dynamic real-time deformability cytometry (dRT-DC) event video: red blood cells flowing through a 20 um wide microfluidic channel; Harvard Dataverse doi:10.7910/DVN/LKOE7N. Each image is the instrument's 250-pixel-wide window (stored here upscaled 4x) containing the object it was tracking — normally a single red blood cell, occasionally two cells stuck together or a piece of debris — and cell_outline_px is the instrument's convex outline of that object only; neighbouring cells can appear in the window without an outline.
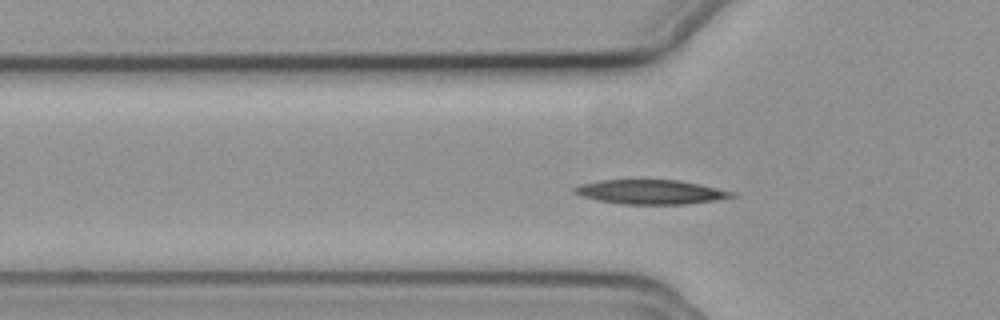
{"species": "common noctule bat (a hibernating species)", "species_latin": "Nyctalus noctula", "temperature_condition": "cold", "stored_images_in_passage": 52, "camera_frame_rate_fps": 3000, "um_per_image_px": 0.085, "animal": {"sex": "female", "body_mass_g": 19.3, "forearm_length_mm": 54.1}, "frame": {"image": 1, "passage_image": 13, "time_ms": 4.0, "image_size_px": [1000, 320], "cell_outline_px": [[736, 196], [716, 200], [688, 204], [624, 204], [600, 200], [580, 196], [572, 192], [572, 188], [580, 184], [600, 180], [680, 180], [700, 184], [736, 192]], "centroid_in_image_um": [55.32, 16.31], "position_along_channel_um": 70.5, "area_um2": 22.37}}
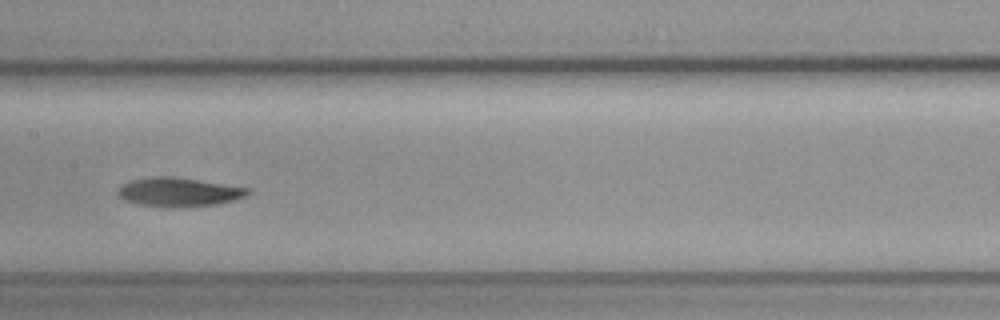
{"frame": {"image": 2, "passage_image": 23, "time_ms": 7.333, "image_size_px": [1000, 320], "cell_outline_px": [[252, 192], [244, 196], [220, 204], [180, 208], [164, 208], [140, 204], [124, 200], [116, 196], [116, 192], [124, 184], [132, 180], [152, 176], [172, 176], [252, 188]], "centroid_in_image_um": [15.2, 16.34], "position_along_channel_um": 192.2, "area_um2": 22.25}}
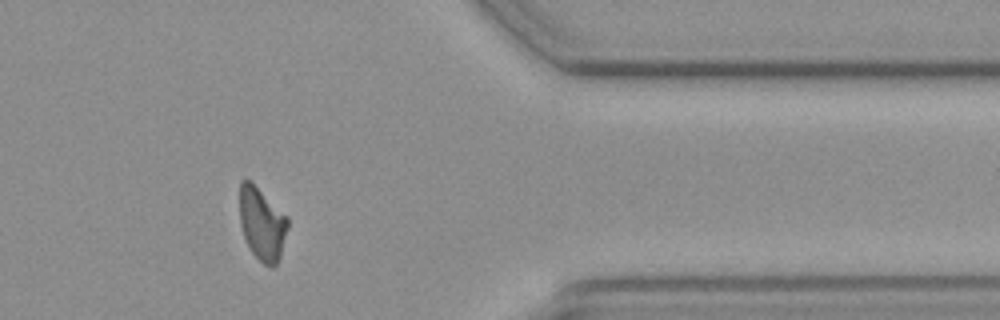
{"frame": {"image": 3, "passage_image": 41, "time_ms": 13.333, "image_size_px": [1000, 320], "cell_outline_px": [[288, 228], [280, 260], [272, 268], [264, 264], [252, 252], [244, 240], [240, 224], [240, 180], [248, 180], [288, 216]], "centroid_in_image_um": [22.28, 19.07], "position_along_channel_um": 389.1, "area_um2": 20.4}, "authors_computed_cell_mechanics": {"area_um2": 21.097, "velocity_mm_per_s": 3.653, "shape_relaxation_time_tau1_ms": 5.8238, "shape_relaxation_time_tau2_ms": 10.2505, "deformation_change_tau1": 0.1291, "deformation_change_tau2": 0.1085}}